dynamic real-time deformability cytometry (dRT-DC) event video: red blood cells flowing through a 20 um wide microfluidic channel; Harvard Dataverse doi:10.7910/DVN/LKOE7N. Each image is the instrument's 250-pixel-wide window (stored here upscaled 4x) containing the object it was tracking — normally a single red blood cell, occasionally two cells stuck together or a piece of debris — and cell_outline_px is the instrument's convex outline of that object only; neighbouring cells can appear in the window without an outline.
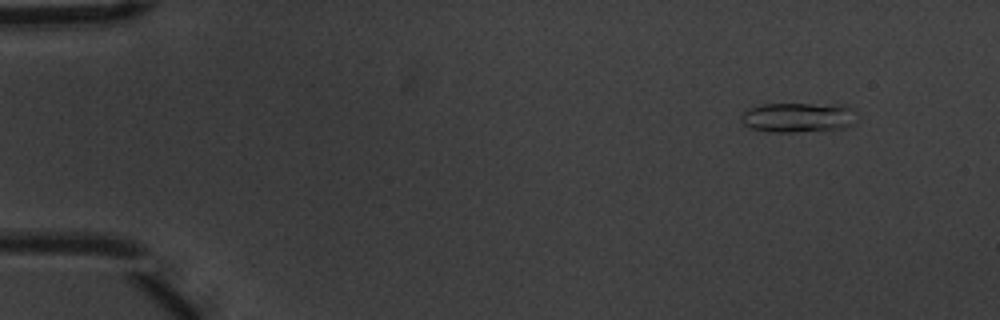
{"species": "common noctule bat (a hibernating species)", "species_latin": "Nyctalus noctula", "temperature_condition": "warm", "stored_images_in_passage": 5, "camera_frame_rate_fps": 3000, "um_per_image_px": 0.085, "animal": {"sex": "male", "body_mass_g": 20.1, "forearm_length_mm": 53.5}, "frame": {"image": 1, "passage_image": 5, "time_ms": 1.333, "image_size_px": [1000, 320], "cell_outline_px": [[856, 124], [844, 128], [796, 132], [772, 132], [752, 128], [744, 124], [740, 120], [744, 112], [748, 108], [760, 104], [844, 104], [856, 108]], "centroid_in_image_um": [67.93, 9.97], "position_along_channel_um": 17.1, "area_um2": 20.46}}